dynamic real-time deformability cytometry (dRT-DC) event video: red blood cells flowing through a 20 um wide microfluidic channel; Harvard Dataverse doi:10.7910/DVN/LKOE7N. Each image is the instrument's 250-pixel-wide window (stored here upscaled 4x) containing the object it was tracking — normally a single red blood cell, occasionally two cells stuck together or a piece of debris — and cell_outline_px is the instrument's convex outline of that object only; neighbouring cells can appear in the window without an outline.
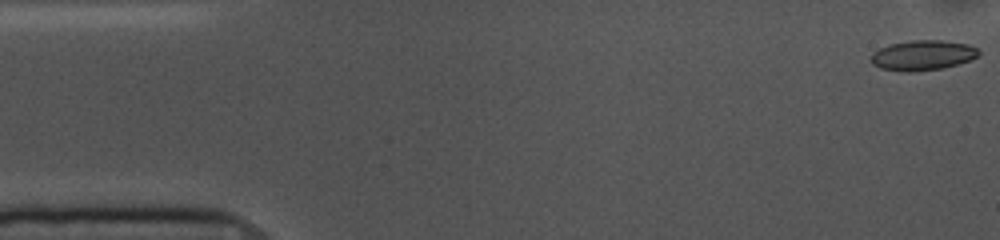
{"species": "common noctule bat (a hibernating species)", "species_latin": "Nyctalus noctula", "temperature_condition": "cold", "stored_images_in_passage": 54, "camera_frame_rate_fps": 3000, "um_per_image_px": 0.085, "animal": {"sex": "female", "body_mass_g": 10.0, "forearm_length_mm": 53.1}, "frame": {"image": 1, "passage_image": 1, "time_ms": 0.0, "image_size_px": [1000, 240], "cell_outline_px": [[980, 52], [976, 56], [968, 60], [956, 64], [940, 68], [912, 72], [908, 72], [880, 68], [872, 64], [872, 52], [888, 44], [912, 40], [944, 40], [968, 44], [976, 48]], "centroid_in_image_um": [78.39, 4.68], "position_along_channel_um": 6.6, "area_um2": 18.67}}
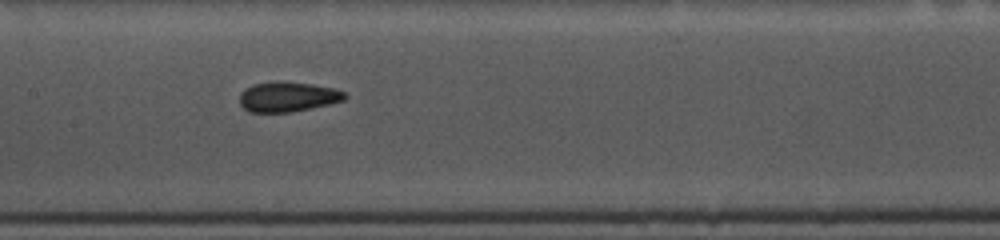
{"frame": {"image": 2, "passage_image": 25, "time_ms": 8.0, "image_size_px": [1000, 240], "cell_outline_px": [[348, 96], [344, 100], [328, 104], [288, 112], [248, 112], [240, 104], [240, 92], [244, 88], [252, 84], [276, 80], [280, 80], [312, 84], [336, 88], [344, 92]], "centroid_in_image_um": [24.43, 8.2], "position_along_channel_um": 183.0, "area_um2": 18.55}}
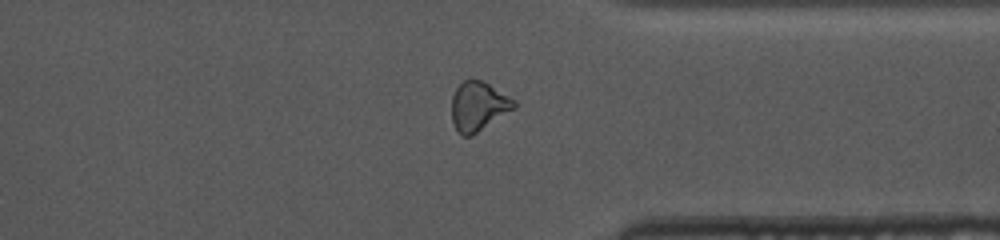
{"frame": {"image": 3, "passage_image": 41, "time_ms": 13.333, "image_size_px": [1000, 240], "cell_outline_px": [[516, 108], [472, 136], [464, 136], [456, 128], [452, 120], [452, 96], [456, 88], [464, 80], [484, 80], [516, 100]], "centroid_in_image_um": [40.7, 9.02], "position_along_channel_um": 370.7, "area_um2": 17.98}, "authors_computed_cell_mechanics": {"area_um2": 18.6405, "velocity_mm_per_s": 3.6165, "shape_relaxation_time_tau1_ms": 6.8833, "shape_relaxation_time_tau2_ms": 2.2331, "deformation_change_tau1": 0.1254, "deformation_change_tau2": 0.067}}